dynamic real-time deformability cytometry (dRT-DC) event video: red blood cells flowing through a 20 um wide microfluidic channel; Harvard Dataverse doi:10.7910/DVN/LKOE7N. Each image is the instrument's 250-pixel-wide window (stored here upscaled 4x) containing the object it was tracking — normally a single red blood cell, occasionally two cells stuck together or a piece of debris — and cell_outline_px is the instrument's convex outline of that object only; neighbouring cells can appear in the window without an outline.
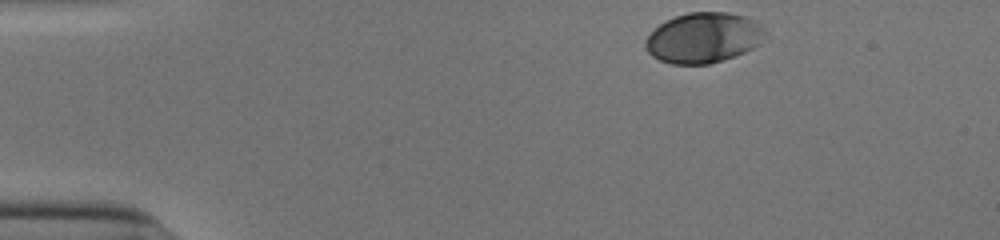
{"species": "human", "species_latin": "Homo sapiens", "temperature_condition": "cold", "stored_images_in_passage": 36, "camera_frame_rate_fps": 3000, "um_per_image_px": 0.085, "donor": {"sex": "male"}, "frame": {"image": 1, "passage_image": 1, "time_ms": 0.0, "image_size_px": [1000, 240], "cell_outline_px": [[764, 32], [760, 44], [736, 56], [708, 64], [672, 64], [660, 60], [652, 56], [644, 48], [644, 40], [664, 20], [688, 12], [728, 12], [744, 16], [756, 20], [764, 28]], "centroid_in_image_um": [59.78, 3.21], "position_along_channel_um": 25.2, "area_um2": 35.14}}
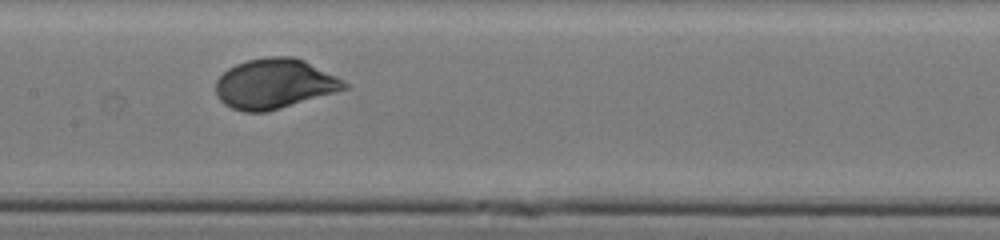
{"frame": {"image": 2, "passage_image": 20, "time_ms": 6.333, "image_size_px": [1000, 240], "cell_outline_px": [[348, 88], [336, 92], [268, 112], [244, 112], [232, 108], [224, 104], [216, 96], [216, 80], [228, 68], [236, 64], [248, 60], [268, 56], [292, 56], [304, 60], [344, 80], [348, 84]], "centroid_in_image_um": [23.32, 7.13], "position_along_channel_um": 184.1, "area_um2": 37.45}}
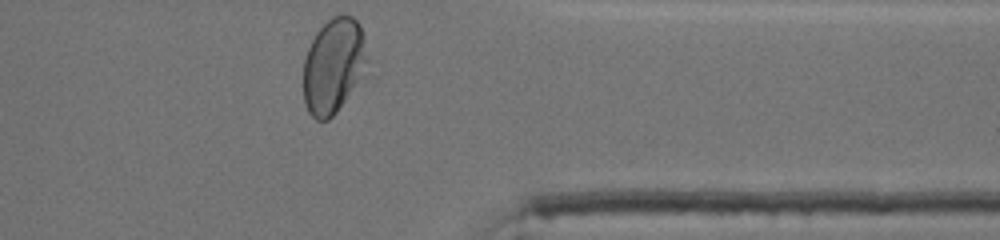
{"frame": {"image": 3, "passage_image": 36, "time_ms": 11.667, "image_size_px": [1000, 240], "cell_outline_px": [[372, 72], [336, 112], [328, 120], [316, 120], [308, 112], [304, 100], [304, 56], [316, 32], [332, 16], [352, 16], [360, 24], [364, 36]], "centroid_in_image_um": [28.44, 5.62], "position_along_channel_um": 383.0, "area_um2": 36.76}, "authors_computed_cell_mechanics": {"area_um2": 36.2984, "velocity_mm_per_s": 3.8807, "shape_relaxation_time_tau1_ms": 3.3086, "shape_relaxation_time_tau2_ms": null, "deformation_change_tau1": 0.1509, "deformation_change_tau2": null}}